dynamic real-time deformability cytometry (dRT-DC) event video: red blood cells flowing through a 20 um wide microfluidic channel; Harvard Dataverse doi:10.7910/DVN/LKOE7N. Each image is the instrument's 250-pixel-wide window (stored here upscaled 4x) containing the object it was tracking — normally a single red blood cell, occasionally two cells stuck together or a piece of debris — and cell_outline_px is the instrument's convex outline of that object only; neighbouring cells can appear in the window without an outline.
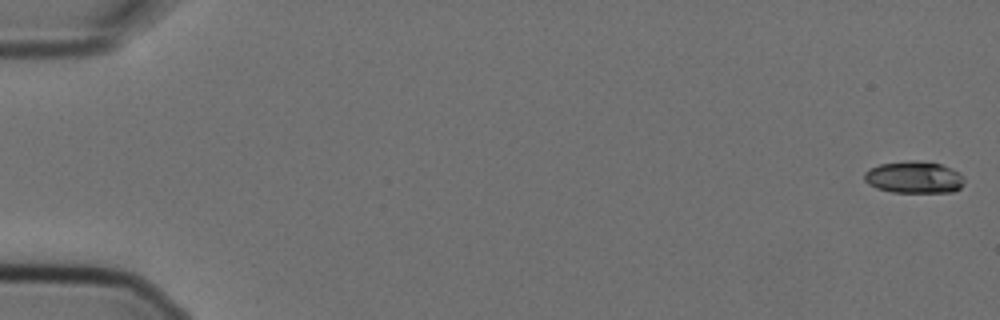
{"species": "Egyptian fruit bat (a non-hibernating species)", "species_latin": "Rousettus aegyptiacus", "temperature_condition": "cold", "stored_images_in_passage": 8, "camera_frame_rate_fps": 3000, "um_per_image_px": 0.085, "animal": {"sex": "female"}, "frame": {"image": 1, "passage_image": 1, "time_ms": 0.0, "image_size_px": [1000, 320], "cell_outline_px": [[964, 184], [960, 188], [952, 192], [892, 192], [876, 188], [868, 184], [864, 180], [864, 172], [868, 168], [880, 164], [908, 160], [916, 160], [940, 164], [952, 168], [960, 172], [964, 176]], "centroid_in_image_um": [77.69, 15.06], "position_along_channel_um": 7.3, "area_um2": 18.9}}
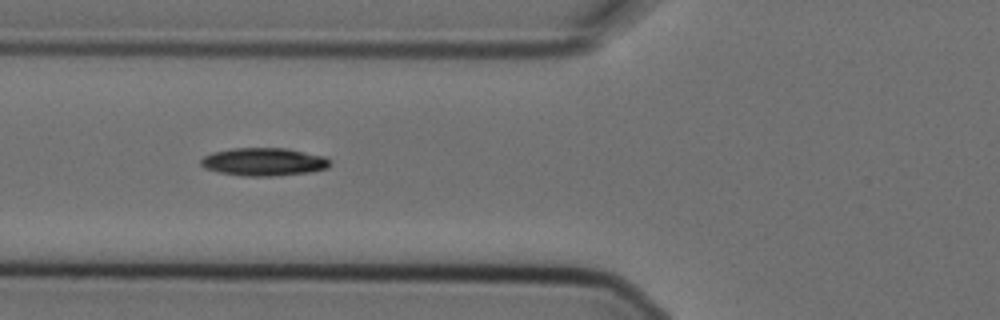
{"frame": {"image": 2, "passage_image": 7, "time_ms": 2.0, "image_size_px": [1000, 320], "cell_outline_px": [[332, 164], [328, 168], [312, 172], [272, 176], [244, 176], [220, 172], [204, 168], [200, 164], [200, 160], [204, 156], [212, 152], [232, 148], [284, 148], [324, 156]], "centroid_in_image_um": [22.42, 13.76], "position_along_channel_um": 103.4, "area_um2": 21.04}}
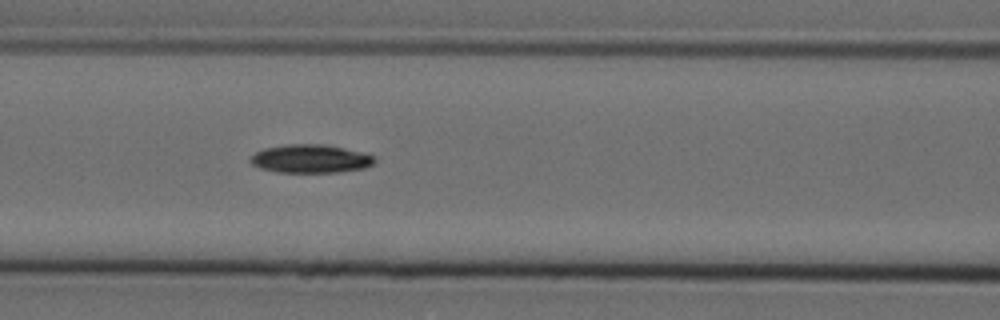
{"frame": {"image": 3, "passage_image": 8, "time_ms": 2.333, "image_size_px": [1000, 320], "cell_outline_px": [[376, 160], [372, 164], [364, 168], [336, 172], [276, 172], [260, 168], [252, 164], [248, 160], [256, 152], [264, 148], [288, 144], [320, 144], [344, 148], [376, 156]], "centroid_in_image_um": [26.38, 13.49], "position_along_channel_um": 140.2, "area_um2": 20.4}}